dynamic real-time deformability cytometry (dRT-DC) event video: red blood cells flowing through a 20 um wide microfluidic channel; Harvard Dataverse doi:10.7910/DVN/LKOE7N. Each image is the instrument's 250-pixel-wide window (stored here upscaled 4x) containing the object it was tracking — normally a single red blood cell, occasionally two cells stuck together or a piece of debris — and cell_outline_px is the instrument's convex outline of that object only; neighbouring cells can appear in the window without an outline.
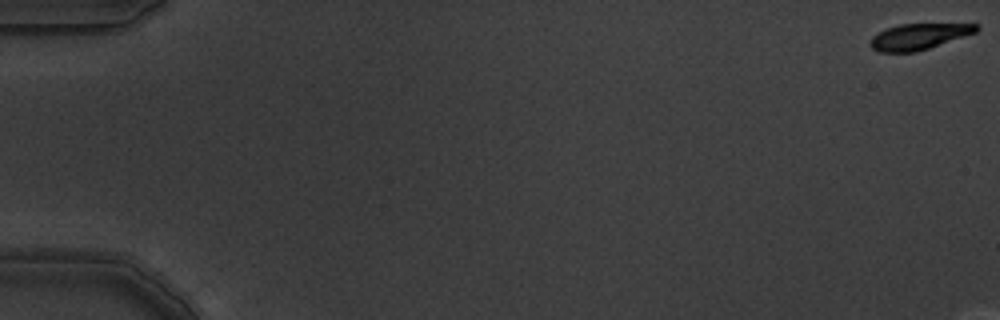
{"species": "common noctule bat (a hibernating species)", "species_latin": "Nyctalus noctula", "temperature_condition": "warm", "stored_images_in_passage": 4, "camera_frame_rate_fps": 3000, "um_per_image_px": 0.085, "animal": {"sex": "male", "body_mass_g": 19.5, "forearm_length_mm": 54.6}, "frame": {"image": 1, "passage_image": 4, "time_ms": 1.0, "image_size_px": [1000, 320], "cell_outline_px": [[980, 28], [976, 32], [916, 52], [880, 52], [872, 48], [868, 44], [872, 36], [888, 28], [900, 24], [980, 24]], "centroid_in_image_um": [78.08, 3.11], "position_along_channel_um": 6.9, "area_um2": 15.84}}